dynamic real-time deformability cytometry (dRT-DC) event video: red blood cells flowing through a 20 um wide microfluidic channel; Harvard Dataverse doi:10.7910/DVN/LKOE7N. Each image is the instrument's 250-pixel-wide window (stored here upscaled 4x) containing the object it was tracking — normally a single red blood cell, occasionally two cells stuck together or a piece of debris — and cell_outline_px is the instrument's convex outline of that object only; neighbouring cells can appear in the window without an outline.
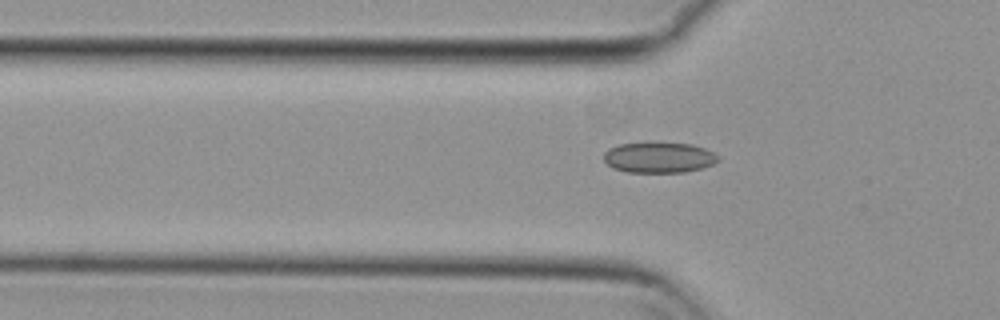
{"species": "common noctule bat (a hibernating species)", "species_latin": "Nyctalus noctula", "temperature_condition": "cold", "stored_images_in_passage": 46, "camera_frame_rate_fps": 3000, "um_per_image_px": 0.085, "animal": {"sex": "female", "body_mass_g": 29.2, "forearm_length_mm": 56.3}, "frame": {"image": 1, "passage_image": 14, "time_ms": 4.333, "image_size_px": [1000, 320], "cell_outline_px": [[720, 160], [712, 164], [700, 168], [684, 172], [628, 172], [612, 168], [604, 160], [604, 152], [608, 148], [620, 144], [692, 144], [704, 148], [720, 156]], "centroid_in_image_um": [56.01, 13.4], "position_along_channel_um": 69.8, "area_um2": 20.0}}
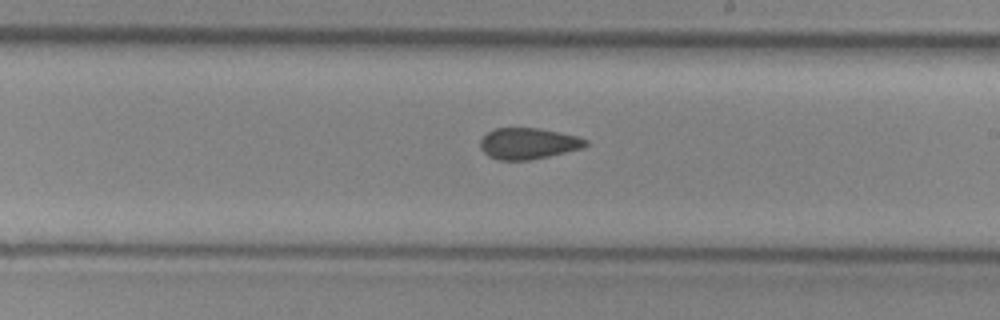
{"frame": {"image": 2, "passage_image": 28, "time_ms": 9.0, "image_size_px": [1000, 320], "cell_outline_px": [[588, 144], [584, 148], [548, 156], [528, 160], [496, 160], [488, 156], [480, 148], [480, 140], [488, 132], [496, 128], [536, 128], [576, 136], [588, 140]], "centroid_in_image_um": [44.88, 12.21], "position_along_channel_um": 244.1, "area_um2": 19.02}}
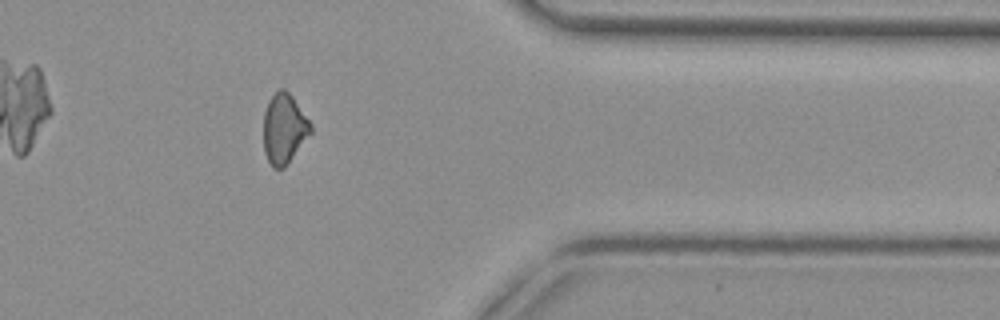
{"frame": {"image": 3, "passage_image": 41, "time_ms": 13.333, "image_size_px": [1000, 320], "cell_outline_px": [[312, 132], [284, 168], [272, 168], [264, 152], [264, 112], [268, 100], [280, 88], [284, 88], [292, 96], [312, 124]], "centroid_in_image_um": [24.15, 10.94], "position_along_channel_um": 387.3, "area_um2": 19.19}, "authors_computed_cell_mechanics": {"area_um2": 19.9699, "velocity_mm_per_s": 3.7276, "shape_relaxation_time_tau1_ms": null, "shape_relaxation_time_tau2_ms": 3.4986, "deformation_change_tau1": null, "deformation_change_tau2": 0.083}}